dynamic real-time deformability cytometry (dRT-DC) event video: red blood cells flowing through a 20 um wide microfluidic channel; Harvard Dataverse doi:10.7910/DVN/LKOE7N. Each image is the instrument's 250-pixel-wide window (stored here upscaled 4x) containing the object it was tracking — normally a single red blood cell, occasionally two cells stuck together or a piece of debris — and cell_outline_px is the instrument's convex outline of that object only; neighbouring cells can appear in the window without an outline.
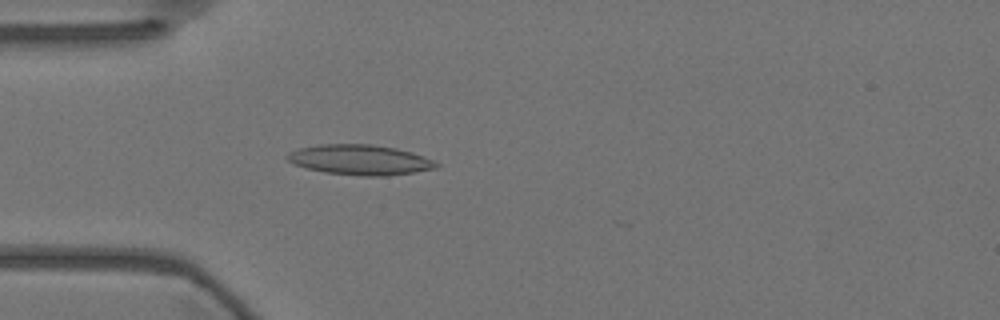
{"species": "Egyptian fruit bat (a non-hibernating species)", "species_latin": "Rousettus aegyptiacus", "temperature_condition": "warm", "stored_images_in_passage": 4, "camera_frame_rate_fps": 3000, "um_per_image_px": 0.085, "animal": {"sex": "female"}, "frame": {"image": 1, "passage_image": 3, "time_ms": 0.667, "image_size_px": [1000, 320], "cell_outline_px": [[440, 164], [436, 168], [388, 176], [364, 176], [324, 172], [304, 168], [292, 164], [284, 156], [288, 152], [300, 148], [320, 144], [372, 144], [396, 148], [412, 152], [424, 156]], "centroid_in_image_um": [30.56, 13.58], "position_along_channel_um": 54.4, "area_um2": 26.3}}